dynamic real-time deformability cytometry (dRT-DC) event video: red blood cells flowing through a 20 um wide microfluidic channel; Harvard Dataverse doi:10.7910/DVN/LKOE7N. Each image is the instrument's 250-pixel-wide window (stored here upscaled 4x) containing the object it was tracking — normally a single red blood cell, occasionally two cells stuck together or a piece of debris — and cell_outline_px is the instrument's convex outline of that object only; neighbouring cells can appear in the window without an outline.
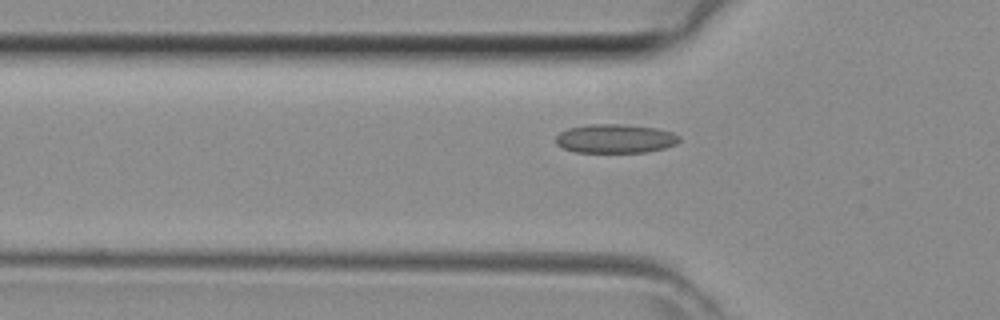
{"species": "common noctule bat (a hibernating species)", "species_latin": "Nyctalus noctula", "temperature_condition": "room temperature", "stored_images_in_passage": 38, "camera_frame_rate_fps": 3000, "um_per_image_px": 0.085, "animal": {"sex": "female", "body_mass_g": 29.2, "forearm_length_mm": 56.3}, "frame": {"image": 1, "passage_image": 9, "time_ms": 2.667, "image_size_px": [1000, 320], "cell_outline_px": [[680, 140], [676, 144], [664, 148], [644, 152], [576, 152], [564, 148], [556, 144], [556, 136], [560, 132], [568, 128], [588, 124], [624, 124], [660, 128], [672, 132], [680, 136]], "centroid_in_image_um": [52.31, 11.77], "position_along_channel_um": 73.5, "area_um2": 20.92}}
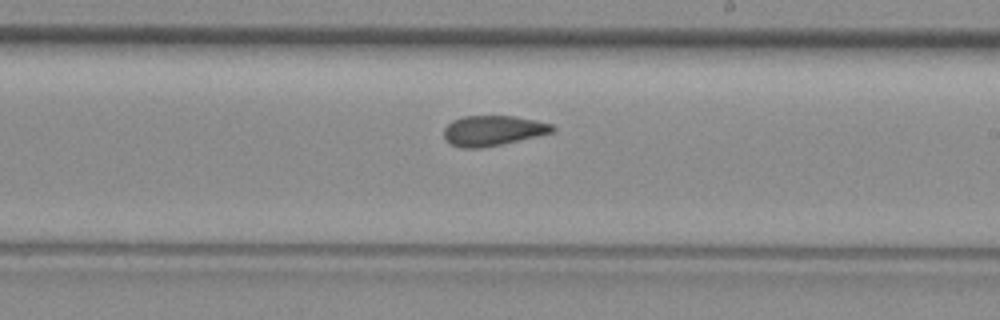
{"frame": {"image": 2, "passage_image": 20, "time_ms": 6.333, "image_size_px": [1000, 320], "cell_outline_px": [[556, 132], [500, 144], [480, 148], [460, 148], [452, 144], [444, 136], [444, 128], [452, 120], [464, 116], [516, 116], [552, 124], [556, 128]], "centroid_in_image_um": [41.92, 11.09], "position_along_channel_um": 247.1, "area_um2": 19.02}}
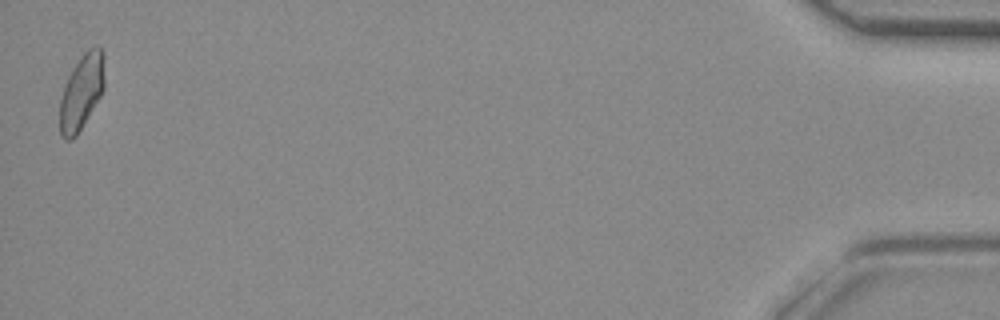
{"frame": {"image": 3, "passage_image": 38, "time_ms": 12.333, "image_size_px": [1000, 320], "cell_outline_px": [[104, 88], [100, 96], [76, 136], [72, 140], [64, 140], [60, 136], [60, 100], [64, 84], [72, 68], [80, 56], [88, 48], [100, 48], [104, 52]], "centroid_in_image_um": [6.92, 7.81], "position_along_channel_um": 428.3, "area_um2": 19.59}}